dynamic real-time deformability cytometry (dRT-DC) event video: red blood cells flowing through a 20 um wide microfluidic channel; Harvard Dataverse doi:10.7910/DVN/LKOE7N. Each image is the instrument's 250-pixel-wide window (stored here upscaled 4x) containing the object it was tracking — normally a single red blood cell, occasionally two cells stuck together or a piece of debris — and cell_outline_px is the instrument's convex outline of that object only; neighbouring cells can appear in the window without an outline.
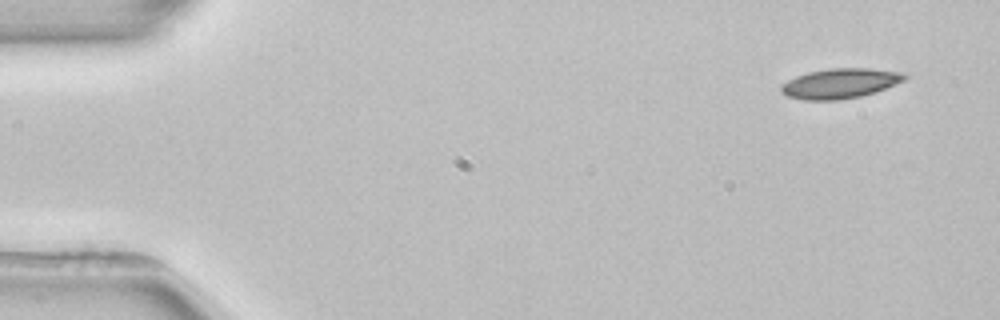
{"species": "common noctule bat (a hibernating species)", "species_latin": "Nyctalus noctula", "temperature_condition": "room temperature", "stored_images_in_passage": 3, "camera_frame_rate_fps": 3000, "um_per_image_px": 0.085, "animal": {"sex": "female", "body_mass_g": 22.7, "forearm_length_mm": 54.2}, "frame": {"image": 1, "passage_image": 1, "time_ms": 0.0, "image_size_px": [1000, 320], "cell_outline_px": [[908, 76], [904, 80], [876, 92], [860, 96], [840, 100], [804, 100], [788, 96], [780, 88], [788, 80], [796, 76], [808, 72], [832, 68], [868, 68], [900, 72]], "centroid_in_image_um": [71.42, 7.09], "position_along_channel_um": 13.6, "area_um2": 21.27}}
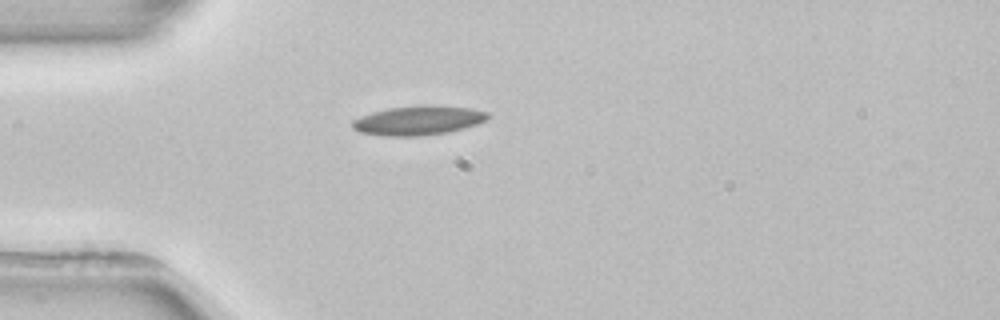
{"frame": {"image": 2, "passage_image": 3, "time_ms": 3.667, "image_size_px": [1000, 320], "cell_outline_px": [[488, 116], [484, 120], [476, 124], [464, 128], [448, 132], [420, 136], [384, 136], [360, 132], [352, 128], [352, 120], [360, 116], [372, 112], [388, 108], [420, 104], [432, 104], [472, 108], [488, 112]], "centroid_in_image_um": [35.53, 10.22], "position_along_channel_um": 49.5, "area_um2": 23.35}}